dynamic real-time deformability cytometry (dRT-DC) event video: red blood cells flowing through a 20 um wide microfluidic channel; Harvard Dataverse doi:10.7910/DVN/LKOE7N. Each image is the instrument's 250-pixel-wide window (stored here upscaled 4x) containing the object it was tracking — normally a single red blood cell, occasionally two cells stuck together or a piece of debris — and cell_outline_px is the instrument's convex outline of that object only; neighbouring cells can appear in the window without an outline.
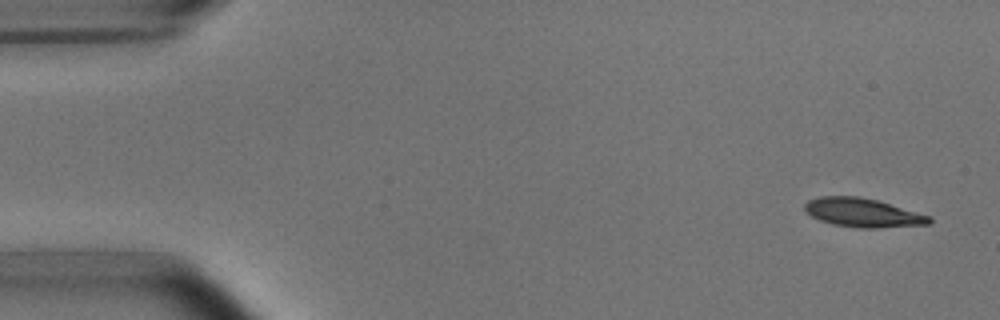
{"species": "common noctule bat (a hibernating species)", "species_latin": "Nyctalus noctula", "temperature_condition": "room temperature", "stored_images_in_passage": 9, "camera_frame_rate_fps": 3000, "um_per_image_px": 0.085, "animal": {"sex": "male", "body_mass_g": 15.6}, "frame": {"image": 1, "passage_image": 1, "time_ms": 0.0, "image_size_px": [1000, 320], "cell_outline_px": [[932, 224], [880, 228], [856, 228], [832, 224], [820, 220], [804, 212], [804, 204], [808, 200], [820, 196], [860, 196], [876, 200], [932, 216]], "centroid_in_image_um": [73.34, 18.08], "position_along_channel_um": 11.7, "area_um2": 21.15}}
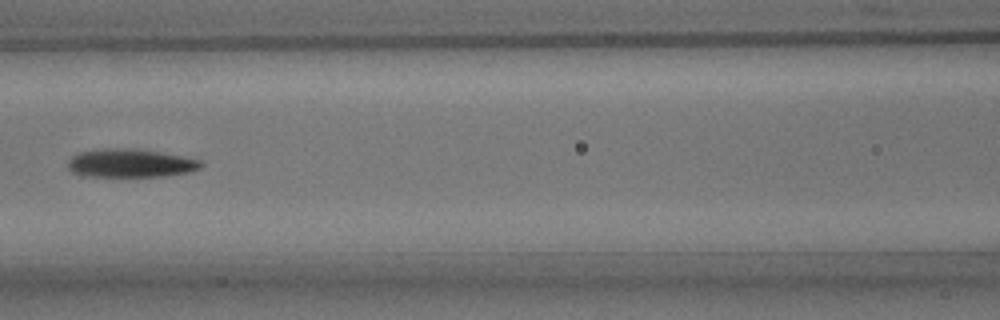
{"frame": {"image": 2, "passage_image": 7, "time_ms": 7.0, "image_size_px": [1000, 320], "cell_outline_px": [[204, 164], [200, 168], [188, 172], [164, 176], [84, 176], [72, 172], [68, 168], [68, 160], [72, 156], [80, 152], [104, 148], [136, 148], [160, 152], [200, 160]], "centroid_in_image_um": [11.06, 13.86], "position_along_channel_um": 155.5, "area_um2": 21.96}}
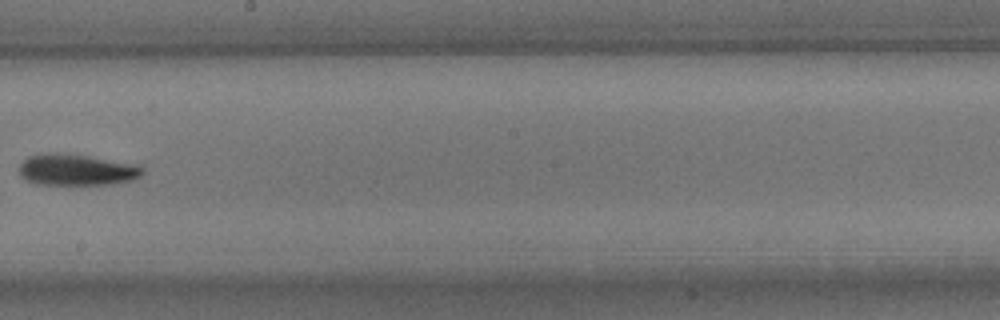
{"frame": {"image": 3, "passage_image": 9, "time_ms": 9.333, "image_size_px": [1000, 320], "cell_outline_px": [[144, 172], [140, 176], [132, 180], [116, 184], [36, 184], [20, 176], [20, 164], [28, 156], [56, 152], [88, 156], [136, 164], [144, 168]], "centroid_in_image_um": [6.54, 14.43], "position_along_channel_um": 241.7, "area_um2": 22.43}}